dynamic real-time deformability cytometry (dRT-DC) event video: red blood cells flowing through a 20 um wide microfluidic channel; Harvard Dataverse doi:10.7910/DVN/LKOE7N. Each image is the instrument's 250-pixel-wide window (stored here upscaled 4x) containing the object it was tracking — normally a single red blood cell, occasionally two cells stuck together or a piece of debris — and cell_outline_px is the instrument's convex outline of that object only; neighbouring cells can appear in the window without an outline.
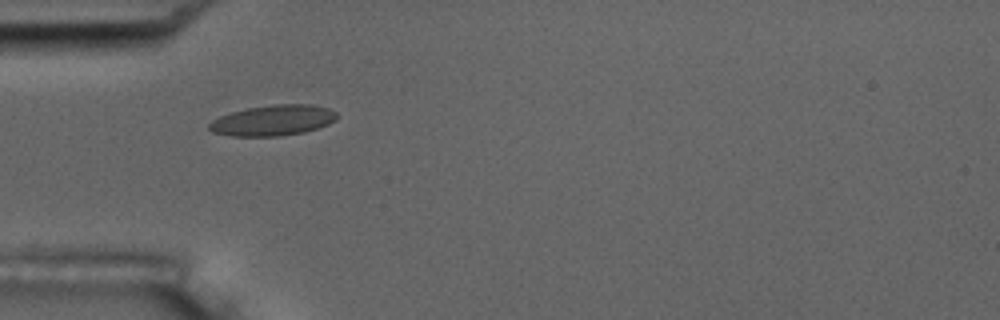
{"species": "common noctule bat (a hibernating species)", "species_latin": "Nyctalus noctula", "temperature_condition": "room temperature", "stored_images_in_passage": 6, "camera_frame_rate_fps": 3000, "um_per_image_px": 0.085, "animal": {"sex": "male", "body_mass_g": 17.5, "forearm_length_mm": 52.3}, "frame": {"image": 1, "passage_image": 5, "time_ms": 4.667, "image_size_px": [1000, 320], "cell_outline_px": [[336, 120], [328, 124], [304, 132], [276, 136], [232, 136], [212, 132], [208, 128], [208, 124], [212, 120], [220, 116], [232, 112], [248, 108], [272, 104], [312, 104], [328, 108], [336, 112]], "centroid_in_image_um": [23.19, 10.22], "position_along_channel_um": 61.8, "area_um2": 22.72}}